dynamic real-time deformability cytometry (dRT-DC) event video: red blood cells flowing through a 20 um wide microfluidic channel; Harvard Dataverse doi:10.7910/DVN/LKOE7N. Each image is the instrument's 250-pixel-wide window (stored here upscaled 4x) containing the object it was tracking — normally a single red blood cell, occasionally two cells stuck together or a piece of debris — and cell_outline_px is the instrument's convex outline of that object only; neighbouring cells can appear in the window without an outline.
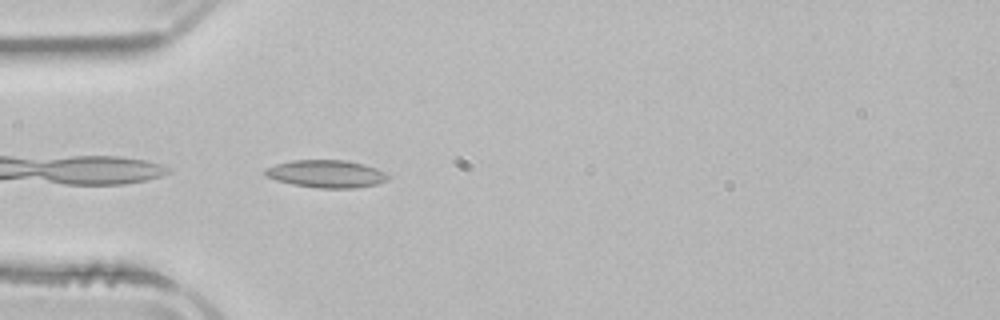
{"species": "common noctule bat (a hibernating species)", "species_latin": "Nyctalus noctula", "temperature_condition": "room temperature", "stored_images_in_passage": 5, "camera_frame_rate_fps": 3000, "um_per_image_px": 0.085, "animal": {"sex": "male", "body_mass_g": 21.5, "forearm_length_mm": 52.0}, "frame": {"image": 1, "passage_image": 5, "time_ms": 5.667, "image_size_px": [1000, 320], "cell_outline_px": [[392, 176], [388, 180], [376, 184], [356, 188], [316, 188], [292, 184], [276, 180], [264, 176], [264, 168], [276, 164], [292, 160], [344, 160], [364, 164], [376, 168]], "centroid_in_image_um": [27.73, 14.78], "position_along_channel_um": 57.3, "area_um2": 19.94}}